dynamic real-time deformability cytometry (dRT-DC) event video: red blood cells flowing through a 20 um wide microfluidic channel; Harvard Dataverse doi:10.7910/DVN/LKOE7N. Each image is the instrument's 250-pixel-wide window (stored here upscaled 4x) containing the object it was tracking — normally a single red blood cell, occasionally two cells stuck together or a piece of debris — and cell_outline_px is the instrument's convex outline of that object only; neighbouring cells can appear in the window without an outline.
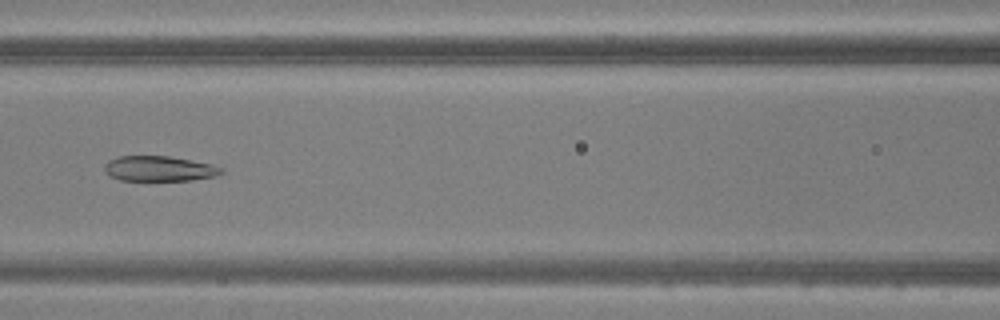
{"species": "common noctule bat (a hibernating species)", "species_latin": "Nyctalus noctula", "temperature_condition": "warm", "stored_images_in_passage": 49, "camera_frame_rate_fps": 3000, "um_per_image_px": 0.085, "animal": {"sex": "male", "body_mass_g": 20.5, "forearm_length_mm": 52.5}, "frame": {"image": 1, "passage_image": 22, "time_ms": 7.0, "image_size_px": [1000, 320], "cell_outline_px": [[224, 172], [216, 176], [192, 180], [120, 180], [108, 176], [104, 172], [104, 164], [108, 160], [116, 156], [168, 156], [192, 160], [212, 164], [224, 168]], "centroid_in_image_um": [13.51, 14.33], "position_along_channel_um": 153.1, "area_um2": 17.4}}
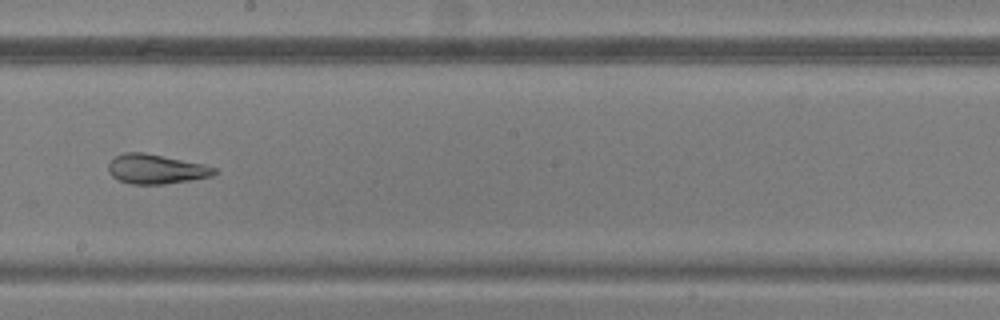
{"frame": {"image": 2, "passage_image": 28, "time_ms": 9.0, "image_size_px": [1000, 320], "cell_outline_px": [[220, 172], [212, 176], [164, 184], [132, 184], [120, 180], [112, 176], [108, 172], [108, 164], [116, 156], [124, 152], [144, 152], [204, 164], [216, 168]], "centroid_in_image_um": [13.28, 14.36], "position_along_channel_um": 234.9, "area_um2": 18.21}}
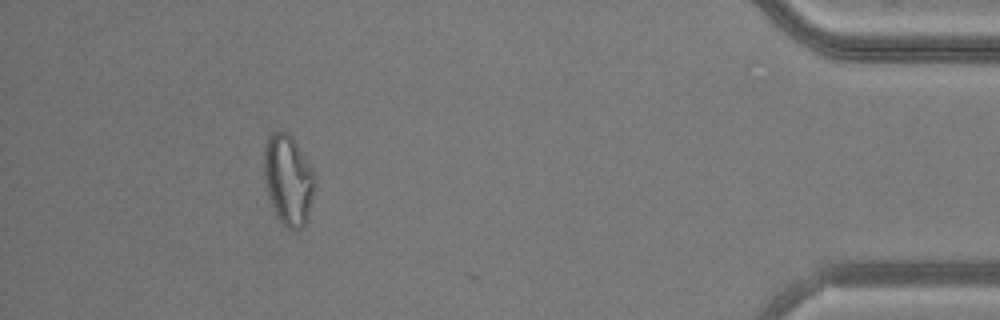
{"frame": {"image": 3, "passage_image": 45, "time_ms": 14.667, "image_size_px": [1000, 320], "cell_outline_px": [[316, 188], [308, 216], [304, 224], [296, 232], [288, 228], [276, 216], [268, 192], [264, 176], [264, 148], [268, 136], [272, 132], [288, 132], [292, 136], [312, 168]], "centroid_in_image_um": [24.51, 15.28], "position_along_channel_um": 410.7, "area_um2": 26.65}}